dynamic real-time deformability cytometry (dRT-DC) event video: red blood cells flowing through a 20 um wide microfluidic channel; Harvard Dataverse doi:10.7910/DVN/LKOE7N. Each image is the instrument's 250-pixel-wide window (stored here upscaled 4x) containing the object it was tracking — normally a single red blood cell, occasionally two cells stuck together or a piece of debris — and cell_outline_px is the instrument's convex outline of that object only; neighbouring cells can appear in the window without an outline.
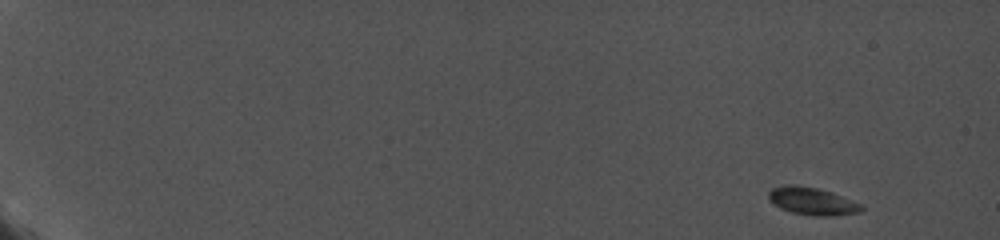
{"species": "common noctule bat (a hibernating species)", "species_latin": "Nyctalus noctula", "temperature_condition": "cold", "stored_images_in_passage": 36, "camera_frame_rate_fps": 5000, "um_per_image_px": 0.085, "animal": {"sex": "female", "body_mass_g": 19.0, "forearm_length_mm": 56.7}, "frame": {"image": 1, "passage_image": 1, "time_ms": 0.0, "image_size_px": [1000, 240], "cell_outline_px": [[864, 208], [860, 212], [832, 216], [812, 216], [792, 212], [780, 208], [768, 200], [768, 192], [772, 188], [784, 184], [796, 184], [816, 188], [832, 192], [860, 204]], "centroid_in_image_um": [68.99, 17.09], "position_along_channel_um": 16.0, "area_um2": 14.97}}
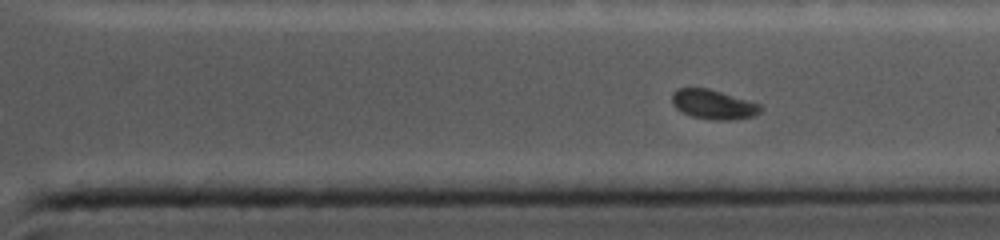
{"frame": {"image": 2, "passage_image": 29, "time_ms": 14.2, "image_size_px": [1000, 240], "cell_outline_px": [[764, 108], [760, 112], [752, 116], [728, 120], [716, 120], [692, 116], [680, 112], [672, 104], [672, 92], [676, 88], [708, 88], [760, 104]], "centroid_in_image_um": [60.6, 8.87], "position_along_channel_um": 350.8, "area_um2": 15.14}}
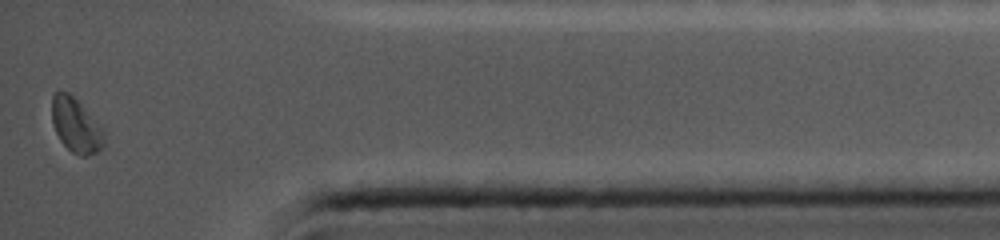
{"frame": {"image": 3, "passage_image": 36, "time_ms": 16.6, "image_size_px": [1000, 240], "cell_outline_px": [[104, 144], [96, 152], [88, 156], [80, 156], [72, 152], [60, 140], [52, 124], [52, 96], [56, 92], [68, 92], [80, 104], [104, 132]], "centroid_in_image_um": [6.42, 10.68], "position_along_channel_um": 428.8, "area_um2": 16.01}}